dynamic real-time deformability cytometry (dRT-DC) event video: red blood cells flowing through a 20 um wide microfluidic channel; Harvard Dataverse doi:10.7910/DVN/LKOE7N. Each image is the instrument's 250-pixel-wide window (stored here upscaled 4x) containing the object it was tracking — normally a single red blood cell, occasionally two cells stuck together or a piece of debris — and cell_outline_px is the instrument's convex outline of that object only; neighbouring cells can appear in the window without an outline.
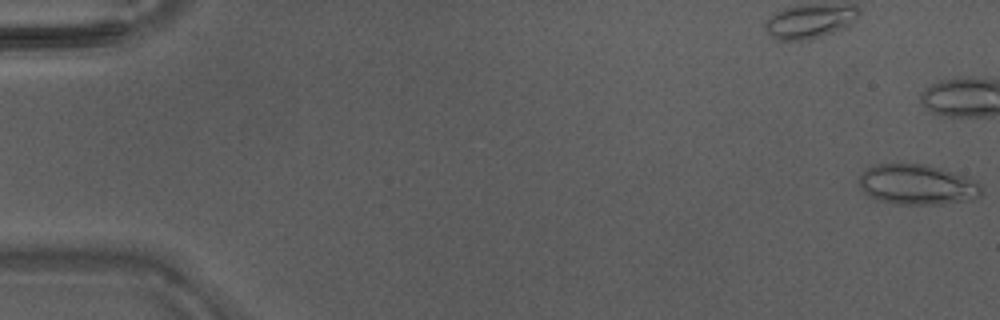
{"species": "Egyptian fruit bat (a non-hibernating species)", "species_latin": "Rousettus aegyptiacus", "temperature_condition": "warm", "stored_images_in_passage": 38, "camera_frame_rate_fps": 3000, "um_per_image_px": 0.085, "animal": {"sex": "male"}, "frame": {"image": 1, "passage_image": 1, "time_ms": 0.0, "image_size_px": [1000, 320], "cell_outline_px": [[984, 192], [980, 196], [964, 200], [940, 204], [896, 204], [876, 200], [868, 196], [860, 188], [860, 176], [864, 168], [876, 164], [928, 164], [976, 180], [980, 184]], "centroid_in_image_um": [77.93, 15.69], "position_along_channel_um": 7.1, "area_um2": 28.78}}